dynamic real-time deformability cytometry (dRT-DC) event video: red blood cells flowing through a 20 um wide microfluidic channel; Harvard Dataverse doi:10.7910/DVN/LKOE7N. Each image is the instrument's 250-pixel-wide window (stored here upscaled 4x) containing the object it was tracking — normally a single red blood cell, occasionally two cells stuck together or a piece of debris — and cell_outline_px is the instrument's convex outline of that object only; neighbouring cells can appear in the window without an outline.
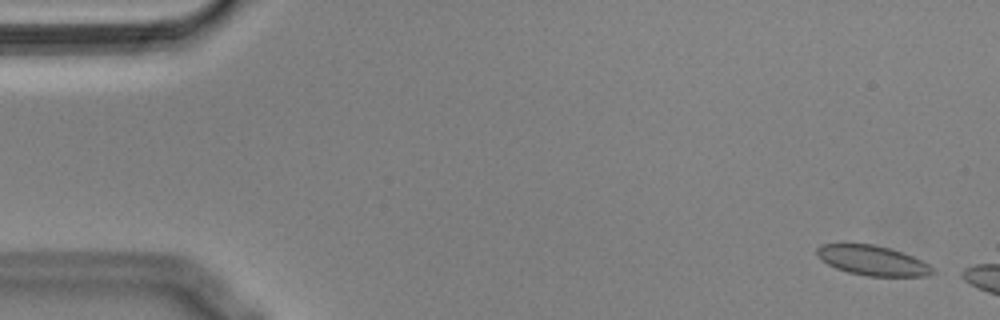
{"species": "Egyptian fruit bat (a non-hibernating species)", "species_latin": "Rousettus aegyptiacus", "temperature_condition": "cold", "stored_images_in_passage": 9, "camera_frame_rate_fps": 3000, "um_per_image_px": 0.085, "animal": {"sex": "male"}, "frame": {"image": 1, "passage_image": 3, "time_ms": 0.667, "image_size_px": [1000, 320], "cell_outline_px": [[936, 272], [928, 276], [868, 276], [848, 272], [836, 268], [828, 264], [816, 252], [816, 248], [820, 244], [872, 244], [888, 248], [912, 256], [928, 264]], "centroid_in_image_um": [74.17, 22.15], "position_along_channel_um": 10.8, "area_um2": 19.77}}